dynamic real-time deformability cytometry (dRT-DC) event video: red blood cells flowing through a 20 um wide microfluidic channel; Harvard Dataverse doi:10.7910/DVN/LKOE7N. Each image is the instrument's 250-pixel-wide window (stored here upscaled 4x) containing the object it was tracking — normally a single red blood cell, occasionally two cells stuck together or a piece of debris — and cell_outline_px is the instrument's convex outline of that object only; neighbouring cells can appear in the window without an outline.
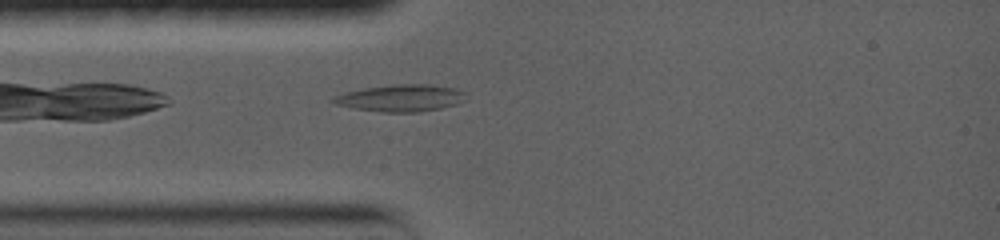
{"species": "common noctule bat (a hibernating species)", "species_latin": "Nyctalus noctula", "temperature_condition": "warm", "stored_images_in_passage": 2, "camera_frame_rate_fps": 5000, "um_per_image_px": 0.085, "animal": {"sex": "female", "body_mass_g": 19.0, "forearm_length_mm": 56.7}, "frame": {"image": 1, "passage_image": 2, "time_ms": 0.8, "image_size_px": [1000, 240], "cell_outline_px": [[464, 100], [456, 104], [440, 108], [416, 112], [384, 112], [352, 108], [336, 104], [328, 100], [332, 96], [344, 92], [364, 88], [392, 84], [432, 84], [456, 88], [464, 92]], "centroid_in_image_um": [34.01, 8.32], "position_along_channel_um": 51.0, "area_um2": 20.92}}